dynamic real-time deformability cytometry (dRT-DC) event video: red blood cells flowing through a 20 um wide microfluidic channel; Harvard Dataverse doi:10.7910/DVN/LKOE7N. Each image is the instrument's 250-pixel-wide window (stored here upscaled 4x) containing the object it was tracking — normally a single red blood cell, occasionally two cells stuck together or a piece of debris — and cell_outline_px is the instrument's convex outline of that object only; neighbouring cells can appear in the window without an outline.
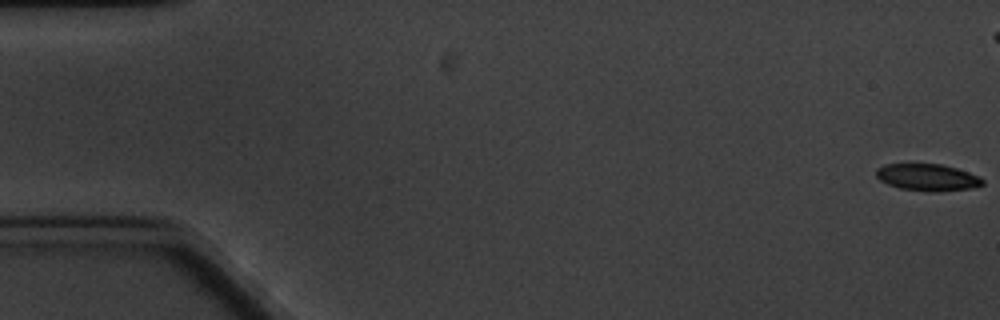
{"species": "common noctule bat (a hibernating species)", "species_latin": "Nyctalus noctula", "temperature_condition": "cold", "stored_images_in_passage": 4, "segment_of_instrument_passage": [2, 2], "camera_frame_rate_fps": 3000, "um_per_image_px": 0.085, "animal": {"sex": "male", "body_mass_g": 20.1, "forearm_length_mm": 53.5}, "frame": {"image": 1, "passage_image": 4, "time_ms": 4.333, "image_size_px": [1000, 320], "cell_outline_px": [[984, 184], [972, 188], [936, 192], [928, 192], [900, 188], [888, 184], [880, 180], [876, 176], [876, 168], [884, 164], [940, 164], [956, 168], [980, 176], [984, 180]], "centroid_in_image_um": [78.84, 15.08], "position_along_channel_um": 6.2, "area_um2": 16.76}}